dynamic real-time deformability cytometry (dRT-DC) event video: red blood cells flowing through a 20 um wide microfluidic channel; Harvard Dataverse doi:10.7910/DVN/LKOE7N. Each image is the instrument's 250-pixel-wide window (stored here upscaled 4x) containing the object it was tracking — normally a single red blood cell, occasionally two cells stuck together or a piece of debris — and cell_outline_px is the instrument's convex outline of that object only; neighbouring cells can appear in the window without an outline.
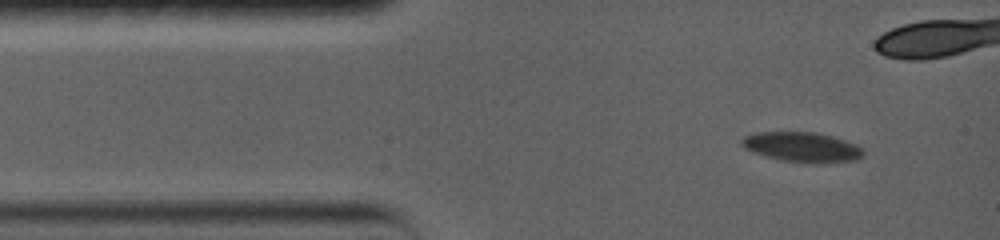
{"species": "common noctule bat (a hibernating species)", "species_latin": "Nyctalus noctula", "temperature_condition": "warm", "stored_images_in_passage": 5, "camera_frame_rate_fps": 5000, "um_per_image_px": 0.085, "animal": {"sex": "female", "body_mass_g": 19.0, "forearm_length_mm": 56.7}, "frame": {"image": 1, "passage_image": 1, "time_ms": 0.0, "image_size_px": [1000, 240], "cell_outline_px": [[864, 156], [856, 160], [824, 164], [780, 160], [764, 156], [752, 152], [744, 148], [740, 144], [740, 140], [744, 136], [756, 132], [816, 132], [832, 136], [856, 144], [864, 152]], "centroid_in_image_um": [68.16, 12.51], "position_along_channel_um": 16.8, "area_um2": 21.44}}